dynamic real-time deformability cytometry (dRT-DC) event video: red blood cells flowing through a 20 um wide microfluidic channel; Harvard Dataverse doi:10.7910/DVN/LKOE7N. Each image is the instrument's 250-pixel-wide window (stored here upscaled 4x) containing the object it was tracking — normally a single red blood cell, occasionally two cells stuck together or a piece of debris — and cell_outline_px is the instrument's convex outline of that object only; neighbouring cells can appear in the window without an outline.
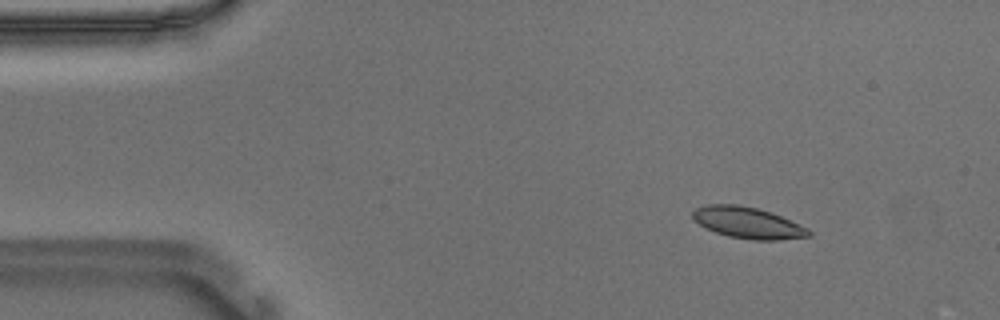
{"species": "Egyptian fruit bat (a non-hibernating species)", "species_latin": "Rousettus aegyptiacus", "temperature_condition": "warm", "stored_images_in_passage": 54, "camera_frame_rate_fps": 3000, "um_per_image_px": 0.085, "animal": {"sex": "male"}, "frame": {"image": 1, "passage_image": 6, "time_ms": 1.667, "image_size_px": [1000, 320], "cell_outline_px": [[812, 236], [776, 240], [752, 240], [728, 236], [716, 232], [692, 220], [692, 212], [696, 208], [704, 204], [736, 204], [756, 208], [772, 212], [808, 228], [812, 232]], "centroid_in_image_um": [63.56, 18.93], "position_along_channel_um": 21.4, "area_um2": 21.21}}
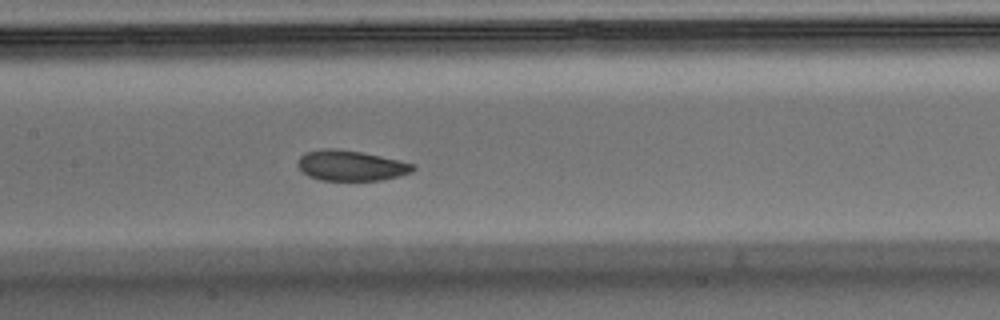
{"frame": {"image": 2, "passage_image": 25, "time_ms": 8.0, "image_size_px": [1000, 320], "cell_outline_px": [[416, 168], [412, 172], [400, 176], [384, 180], [320, 180], [308, 176], [296, 164], [300, 156], [304, 152], [324, 148], [332, 148], [360, 152], [400, 160], [416, 164]], "centroid_in_image_um": [29.85, 14.07], "position_along_channel_um": 177.6, "area_um2": 20.52}}
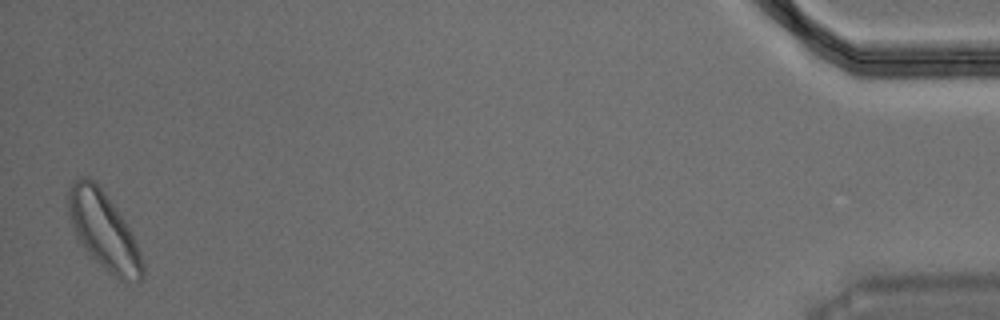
{"frame": {"image": 3, "passage_image": 53, "time_ms": 17.333, "image_size_px": [1000, 320], "cell_outline_px": [[144, 276], [136, 284], [120, 280], [108, 272], [84, 248], [72, 228], [68, 216], [68, 188], [72, 180], [80, 176], [88, 176], [96, 180], [116, 208], [132, 232], [140, 252], [144, 264]], "centroid_in_image_um": [8.81, 19.58], "position_along_channel_um": 426.4, "area_um2": 33.87}, "authors_computed_cell_mechanics": {"area_um2": 21.2704, "velocity_mm_per_s": 3.6562, "shape_relaxation_time_tau1_ms": 2.8049, "shape_relaxation_time_tau2_ms": null, "deformation_change_tau1": 0.09, "deformation_change_tau2": null}}